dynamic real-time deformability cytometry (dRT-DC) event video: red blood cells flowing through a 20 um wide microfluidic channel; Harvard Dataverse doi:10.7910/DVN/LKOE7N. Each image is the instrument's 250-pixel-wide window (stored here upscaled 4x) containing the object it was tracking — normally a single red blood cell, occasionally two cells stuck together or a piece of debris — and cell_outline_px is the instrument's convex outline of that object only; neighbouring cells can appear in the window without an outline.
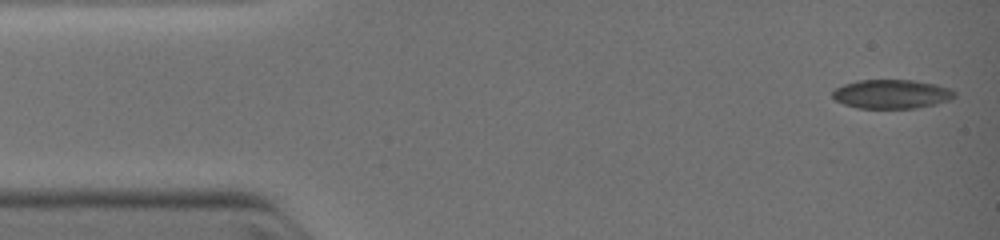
{"species": "common noctule bat (a hibernating species)", "species_latin": "Nyctalus noctula", "temperature_condition": "warm", "stored_images_in_passage": 35, "camera_frame_rate_fps": 3000, "um_per_image_px": 0.085, "animal": {"sex": "female", "body_mass_g": 19.0, "forearm_length_mm": 51.5}, "frame": {"image": 1, "passage_image": 1, "time_ms": 0.0, "image_size_px": [1000, 240], "cell_outline_px": [[956, 96], [948, 100], [936, 104], [916, 108], [856, 108], [844, 104], [836, 100], [832, 96], [832, 92], [836, 88], [844, 84], [856, 80], [912, 80], [936, 84], [948, 88], [956, 92]], "centroid_in_image_um": [75.78, 7.99], "position_along_channel_um": 9.2, "area_um2": 20.63}}
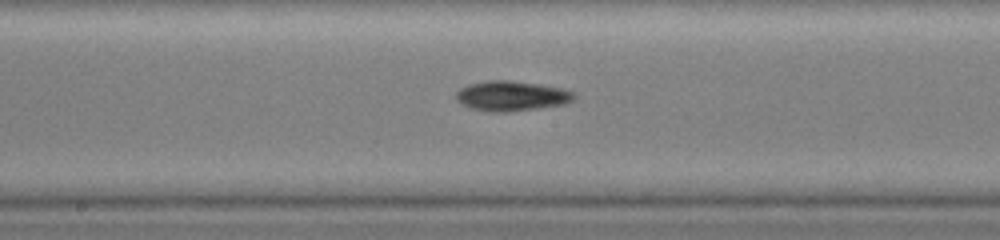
{"frame": {"image": 2, "passage_image": 19, "time_ms": 6.0, "image_size_px": [1000, 240], "cell_outline_px": [[576, 96], [572, 100], [564, 104], [540, 108], [508, 112], [484, 112], [460, 104], [456, 100], [456, 92], [460, 88], [468, 84], [488, 80], [512, 80], [540, 84], [560, 88], [576, 92]], "centroid_in_image_um": [43.46, 8.16], "position_along_channel_um": 204.7, "area_um2": 20.92}}
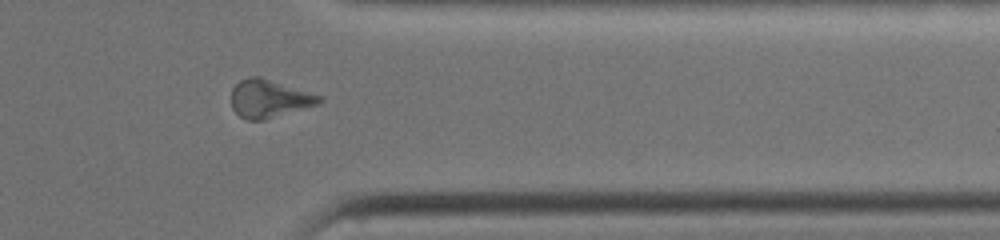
{"frame": {"image": 3, "passage_image": 30, "time_ms": 9.667, "image_size_px": [1000, 240], "cell_outline_px": [[324, 100], [320, 104], [264, 120], [248, 120], [240, 116], [232, 108], [232, 88], [240, 80], [248, 76], [260, 76], [324, 96]], "centroid_in_image_um": [22.92, 8.37], "position_along_channel_um": 388.5, "area_um2": 19.71}}